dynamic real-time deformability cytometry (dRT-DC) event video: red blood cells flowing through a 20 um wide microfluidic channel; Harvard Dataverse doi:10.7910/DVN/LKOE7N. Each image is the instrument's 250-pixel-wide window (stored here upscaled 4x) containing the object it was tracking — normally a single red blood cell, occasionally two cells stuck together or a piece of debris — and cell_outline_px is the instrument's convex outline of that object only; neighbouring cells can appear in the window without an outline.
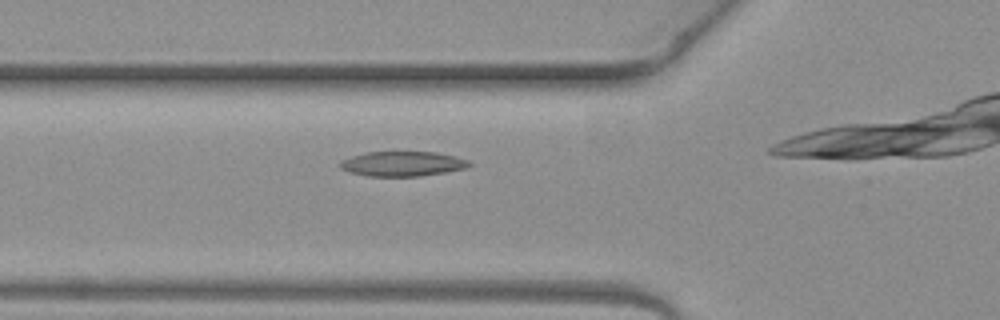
{"species": "common noctule bat (a hibernating species)", "species_latin": "Nyctalus noctula", "temperature_condition": "warm", "stored_images_in_passage": 3, "camera_frame_rate_fps": 3000, "um_per_image_px": 0.085, "animal": {"sex": "female", "body_mass_g": 19.3, "forearm_length_mm": 54.1}, "frame": {"image": 1, "passage_image": 3, "time_ms": 0.667, "image_size_px": [1000, 320], "cell_outline_px": [[472, 164], [464, 168], [444, 172], [420, 176], [368, 176], [352, 172], [340, 168], [340, 160], [352, 156], [368, 152], [436, 152], [468, 160]], "centroid_in_image_um": [34.19, 13.92], "position_along_channel_um": 91.6, "area_um2": 18.38}}